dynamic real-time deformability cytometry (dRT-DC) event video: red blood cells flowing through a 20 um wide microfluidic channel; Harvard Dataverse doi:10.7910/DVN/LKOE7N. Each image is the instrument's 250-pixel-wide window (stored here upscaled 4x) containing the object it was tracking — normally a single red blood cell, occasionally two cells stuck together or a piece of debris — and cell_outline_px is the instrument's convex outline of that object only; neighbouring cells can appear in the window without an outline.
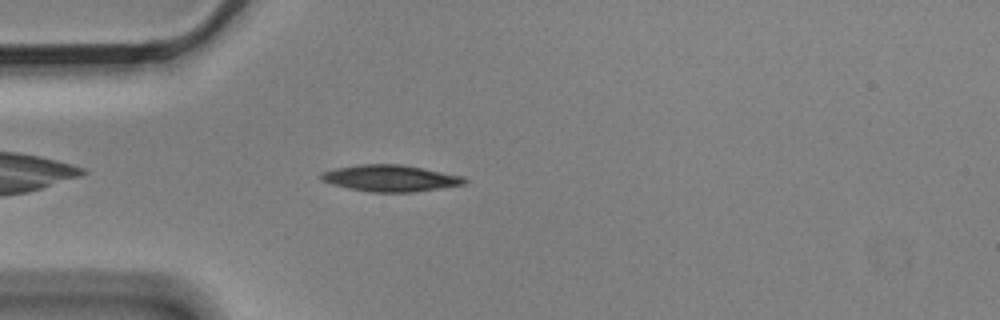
{"species": "Egyptian fruit bat (a non-hibernating species)", "species_latin": "Rousettus aegyptiacus", "temperature_condition": "cold", "stored_images_in_passage": 3, "camera_frame_rate_fps": 3000, "um_per_image_px": 0.085, "animal": {"sex": "male"}, "frame": {"image": 1, "passage_image": 3, "time_ms": 0.667, "image_size_px": [1000, 320], "cell_outline_px": [[468, 180], [464, 184], [440, 188], [412, 192], [368, 192], [348, 188], [332, 184], [320, 180], [320, 172], [336, 168], [360, 164], [400, 164], [464, 176]], "centroid_in_image_um": [33.15, 15.15], "position_along_channel_um": 51.9, "area_um2": 22.14}}